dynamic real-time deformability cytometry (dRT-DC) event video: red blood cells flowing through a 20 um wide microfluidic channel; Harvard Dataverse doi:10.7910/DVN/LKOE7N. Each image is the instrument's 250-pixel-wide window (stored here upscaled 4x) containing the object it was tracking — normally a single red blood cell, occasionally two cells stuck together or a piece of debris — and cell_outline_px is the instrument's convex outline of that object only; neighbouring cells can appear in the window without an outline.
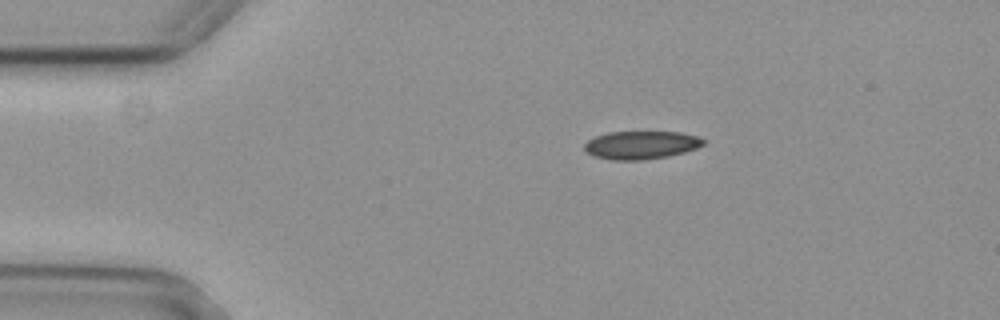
{"species": "common noctule bat (a hibernating species)", "species_latin": "Nyctalus noctula", "temperature_condition": "cold", "stored_images_in_passage": 2, "camera_frame_rate_fps": 3000, "um_per_image_px": 0.085, "animal": {"sex": "female", "body_mass_g": 29.2, "forearm_length_mm": 56.3}, "frame": {"image": 1, "passage_image": 1, "time_ms": 0.0, "image_size_px": [1000, 320], "cell_outline_px": [[704, 144], [696, 148], [684, 152], [668, 156], [644, 160], [612, 160], [592, 156], [584, 148], [584, 144], [588, 140], [596, 136], [608, 132], [680, 132], [696, 136], [704, 140]], "centroid_in_image_um": [54.47, 12.33], "position_along_channel_um": 30.5, "area_um2": 19.42}}